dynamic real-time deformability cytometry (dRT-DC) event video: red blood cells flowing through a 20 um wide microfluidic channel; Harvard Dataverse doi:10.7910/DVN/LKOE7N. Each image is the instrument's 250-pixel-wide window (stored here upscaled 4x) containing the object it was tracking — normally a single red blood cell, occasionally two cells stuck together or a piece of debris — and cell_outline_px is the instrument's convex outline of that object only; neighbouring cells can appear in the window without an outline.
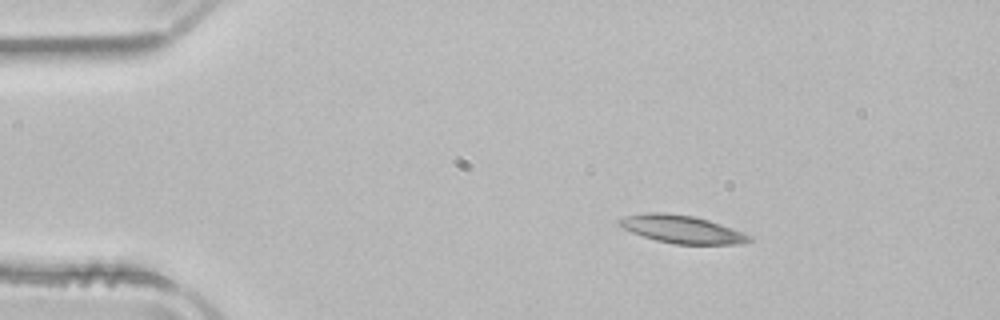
{"species": "common noctule bat (a hibernating species)", "species_latin": "Nyctalus noctula", "temperature_condition": "room temperature", "stored_images_in_passage": 3, "camera_frame_rate_fps": 3000, "um_per_image_px": 0.085, "animal": {"sex": "male", "body_mass_g": 21.5, "forearm_length_mm": 52.0}, "frame": {"image": 1, "passage_image": 1, "time_ms": 0.0, "image_size_px": [1000, 320], "cell_outline_px": [[752, 240], [744, 244], [672, 244], [656, 240], [632, 232], [616, 224], [616, 220], [628, 216], [644, 212], [664, 212], [692, 216], [708, 220], [744, 232], [752, 236]], "centroid_in_image_um": [57.97, 19.49], "position_along_channel_um": 27.0, "area_um2": 21.1}}
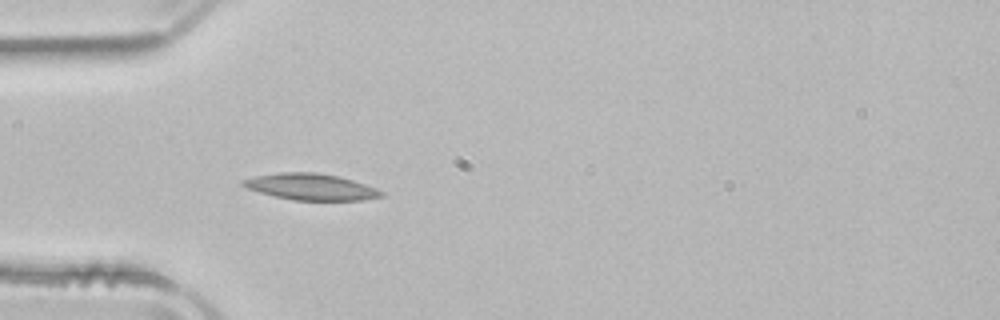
{"frame": {"image": 2, "passage_image": 3, "time_ms": 0.667, "image_size_px": [1000, 320], "cell_outline_px": [[384, 196], [364, 200], [292, 200], [260, 192], [248, 188], [240, 184], [240, 180], [256, 176], [280, 172], [316, 172], [340, 176], [376, 188], [384, 192]], "centroid_in_image_um": [26.44, 15.87], "position_along_channel_um": 58.6, "area_um2": 21.21}}